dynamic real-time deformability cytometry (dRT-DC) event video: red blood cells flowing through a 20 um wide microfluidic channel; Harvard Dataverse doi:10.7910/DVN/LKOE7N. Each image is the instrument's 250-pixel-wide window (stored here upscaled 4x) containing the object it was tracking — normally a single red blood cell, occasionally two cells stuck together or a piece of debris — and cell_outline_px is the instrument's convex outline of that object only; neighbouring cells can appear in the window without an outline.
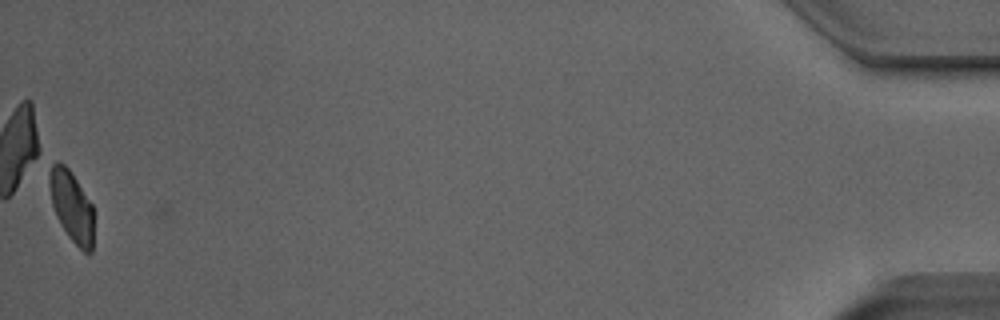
{"species": "Egyptian fruit bat (a non-hibernating species)", "species_latin": "Rousettus aegyptiacus", "temperature_condition": "room temperature", "stored_images_in_passage": 50, "camera_frame_rate_fps": 3000, "um_per_image_px": 0.085, "animal": {"sex": "male"}, "frame": {"image": 1, "passage_image": 50, "time_ms": 16.333, "image_size_px": [1000, 320], "cell_outline_px": [[92, 252], [84, 252], [68, 236], [60, 224], [56, 216], [52, 204], [48, 184], [48, 172], [52, 164], [64, 164], [68, 168], [92, 204]], "centroid_in_image_um": [6.05, 17.53], "position_along_channel_um": 429.1, "area_um2": 17.98}, "authors_computed_cell_mechanics": {"area_um2": 20.1144, "velocity_mm_per_s": 3.9652, "shape_relaxation_time_tau1_ms": 4.1955, "shape_relaxation_time_tau2_ms": 4.5676, "deformation_change_tau1": 0.1145, "deformation_change_tau2": 0.106}}